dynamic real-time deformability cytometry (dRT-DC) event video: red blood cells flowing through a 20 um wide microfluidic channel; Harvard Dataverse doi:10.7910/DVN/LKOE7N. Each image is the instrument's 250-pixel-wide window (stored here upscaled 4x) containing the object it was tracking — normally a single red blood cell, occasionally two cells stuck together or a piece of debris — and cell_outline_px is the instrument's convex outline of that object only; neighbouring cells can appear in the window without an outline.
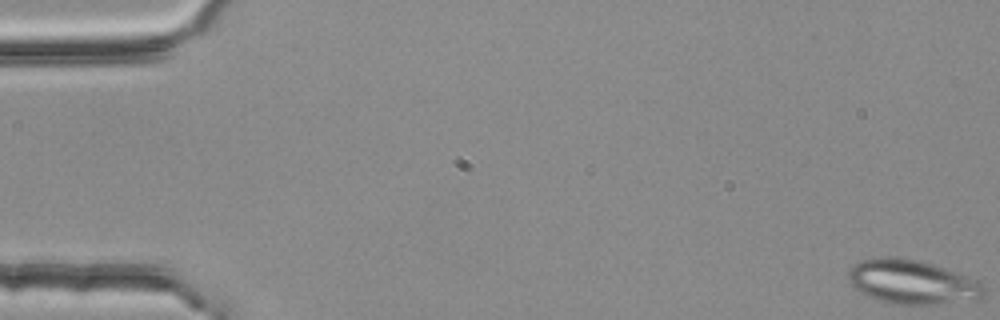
{"species": "common noctule bat (a hibernating species)", "species_latin": "Nyctalus noctula", "temperature_condition": "room temperature", "stored_images_in_passage": 4, "camera_frame_rate_fps": 3000, "um_per_image_px": 0.085, "animal": {"sex": "female", "body_mass_g": 25.1}, "frame": {"image": 1, "passage_image": 1, "time_ms": 0.0, "image_size_px": [1000, 320], "cell_outline_px": [[984, 292], [980, 300], [932, 304], [892, 304], [876, 300], [860, 292], [848, 280], [848, 272], [852, 264], [864, 260], [884, 256], [896, 256], [920, 260], [980, 280], [984, 284]], "centroid_in_image_um": [77.55, 23.97], "position_along_channel_um": 7.5, "area_um2": 35.2}}